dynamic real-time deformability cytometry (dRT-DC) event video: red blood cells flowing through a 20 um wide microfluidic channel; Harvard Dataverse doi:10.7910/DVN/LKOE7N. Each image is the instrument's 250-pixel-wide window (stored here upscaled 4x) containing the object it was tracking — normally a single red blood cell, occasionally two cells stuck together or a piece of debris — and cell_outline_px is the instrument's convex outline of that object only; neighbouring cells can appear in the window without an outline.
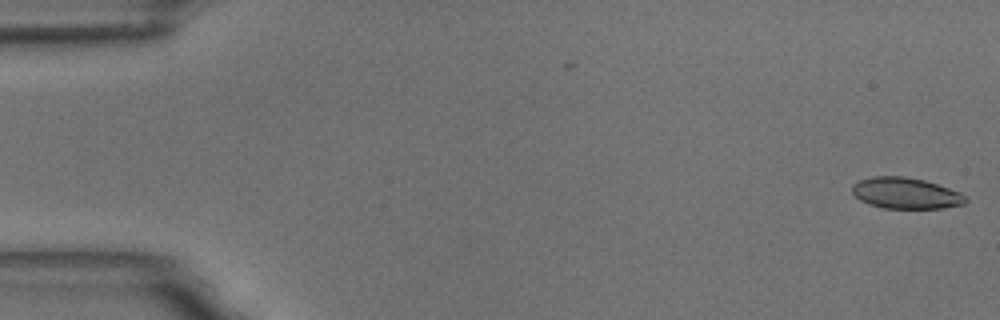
{"species": "common noctule bat (a hibernating species)", "species_latin": "Nyctalus noctula", "temperature_condition": "room temperature", "stored_images_in_passage": 7, "camera_frame_rate_fps": 3000, "um_per_image_px": 0.085, "animal": {"sex": "male", "body_mass_g": 18.8}, "frame": {"image": 1, "passage_image": 1, "time_ms": 0.0, "image_size_px": [1000, 320], "cell_outline_px": [[968, 200], [964, 204], [940, 208], [884, 208], [868, 204], [860, 200], [852, 192], [852, 184], [860, 180], [872, 176], [904, 176], [924, 180], [960, 192]], "centroid_in_image_um": [76.96, 16.42], "position_along_channel_um": 8.0, "area_um2": 20.46}}
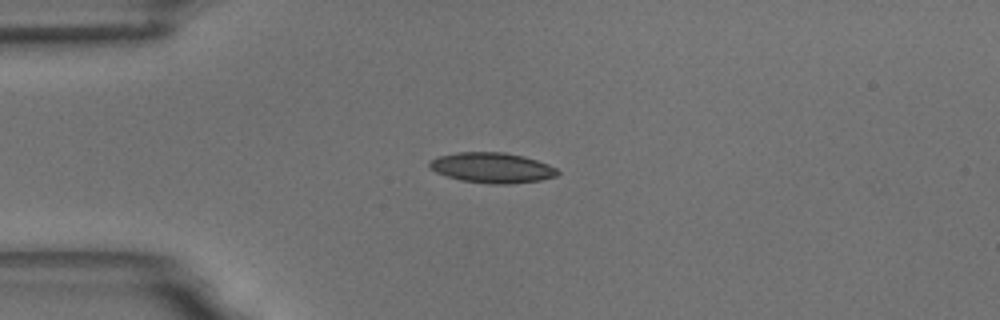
{"frame": {"image": 2, "passage_image": 5, "time_ms": 4.333, "image_size_px": [1000, 320], "cell_outline_px": [[560, 172], [556, 176], [540, 180], [508, 184], [488, 184], [460, 180], [436, 172], [428, 168], [428, 160], [440, 156], [456, 152], [504, 152], [524, 156], [548, 164], [556, 168]], "centroid_in_image_um": [41.8, 14.25], "position_along_channel_um": 43.2, "area_um2": 22.72}}
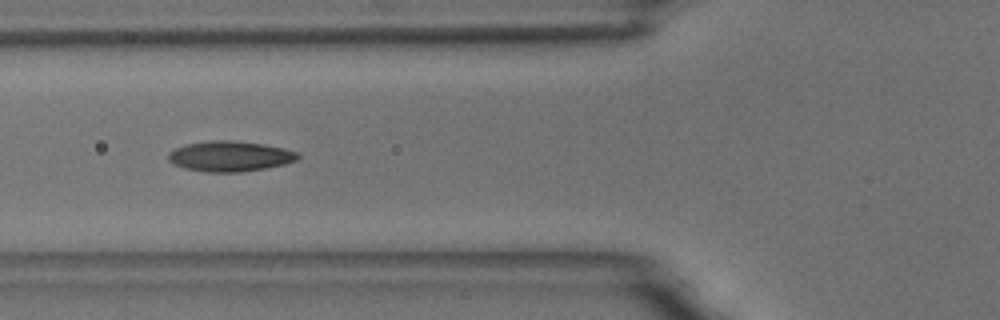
{"frame": {"image": 3, "passage_image": 7, "time_ms": 6.667, "image_size_px": [1000, 320], "cell_outline_px": [[300, 156], [296, 160], [284, 164], [264, 168], [240, 172], [208, 172], [184, 168], [172, 164], [168, 160], [168, 152], [176, 148], [188, 144], [212, 140], [232, 140], [264, 144], [284, 148], [296, 152]], "centroid_in_image_um": [19.52, 13.28], "position_along_channel_um": 106.3, "area_um2": 22.83}}